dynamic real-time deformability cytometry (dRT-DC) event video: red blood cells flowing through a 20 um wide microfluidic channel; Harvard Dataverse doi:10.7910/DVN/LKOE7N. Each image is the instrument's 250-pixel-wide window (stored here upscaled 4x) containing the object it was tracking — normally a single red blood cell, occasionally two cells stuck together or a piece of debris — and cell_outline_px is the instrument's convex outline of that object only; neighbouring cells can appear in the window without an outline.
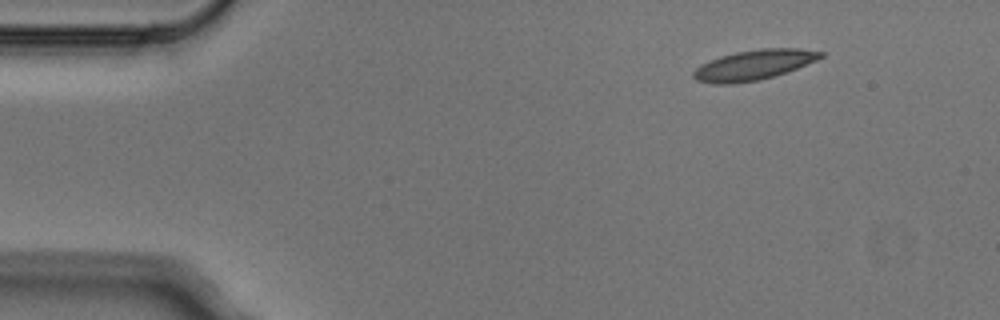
{"species": "Egyptian fruit bat (a non-hibernating species)", "species_latin": "Rousettus aegyptiacus", "temperature_condition": "cold", "stored_images_in_passage": 3, "camera_frame_rate_fps": 3000, "um_per_image_px": 0.085, "animal": {"sex": "male"}, "frame": {"image": 1, "passage_image": 1, "time_ms": 0.0, "image_size_px": [1000, 320], "cell_outline_px": [[824, 56], [816, 60], [796, 68], [772, 76], [756, 80], [728, 84], [716, 84], [696, 80], [692, 76], [692, 72], [700, 64], [720, 56], [736, 52], [760, 48], [800, 48], [824, 52]], "centroid_in_image_um": [64.04, 5.5], "position_along_channel_um": 21.0, "area_um2": 22.02}}
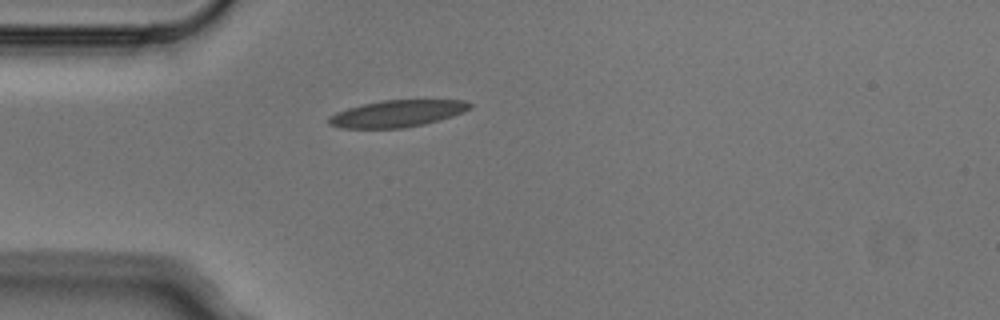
{"frame": {"image": 2, "passage_image": 3, "time_ms": 0.667, "image_size_px": [1000, 320], "cell_outline_px": [[472, 108], [452, 116], [440, 120], [424, 124], [404, 128], [340, 128], [328, 124], [328, 116], [336, 112], [348, 108], [380, 100], [464, 100], [472, 104]], "centroid_in_image_um": [33.75, 9.65], "position_along_channel_um": 51.3, "area_um2": 22.08}}